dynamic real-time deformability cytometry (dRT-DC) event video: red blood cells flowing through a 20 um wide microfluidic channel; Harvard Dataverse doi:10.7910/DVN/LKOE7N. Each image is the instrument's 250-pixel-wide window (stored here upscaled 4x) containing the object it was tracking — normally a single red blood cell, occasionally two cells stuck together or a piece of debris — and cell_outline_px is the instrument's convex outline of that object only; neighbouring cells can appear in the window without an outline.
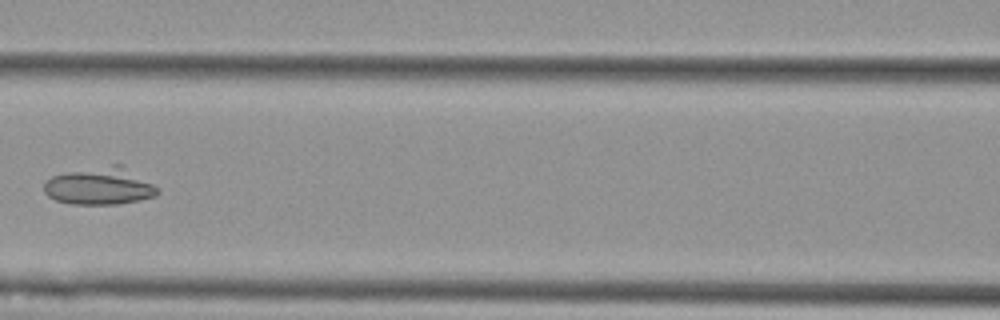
{"species": "Egyptian fruit bat (a non-hibernating species)", "species_latin": "Rousettus aegyptiacus", "temperature_condition": "cold", "stored_images_in_passage": 7, "camera_frame_rate_fps": 3000, "um_per_image_px": 0.085, "animal": {"sex": "female"}, "frame": {"image": 1, "passage_image": 6, "time_ms": 1.667, "image_size_px": [1000, 320], "cell_outline_px": [[160, 192], [156, 196], [140, 200], [116, 204], [72, 204], [56, 200], [48, 196], [44, 192], [44, 184], [52, 176], [68, 172], [112, 164], [124, 164], [160, 188]], "centroid_in_image_um": [8.55, 15.81], "position_along_channel_um": 158.1, "area_um2": 24.85}}
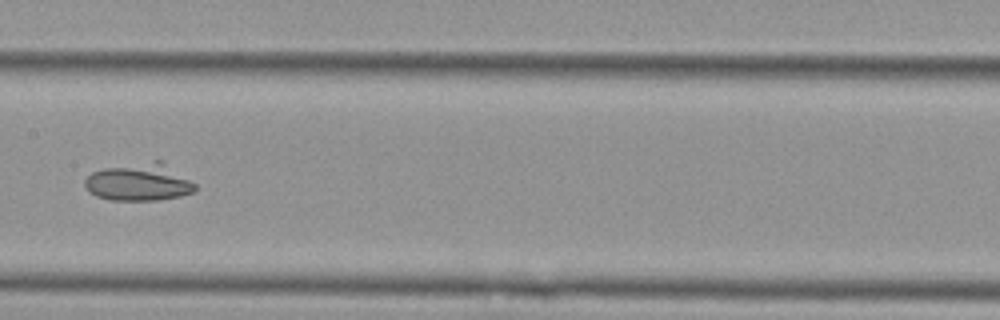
{"frame": {"image": 2, "passage_image": 7, "time_ms": 2.0, "image_size_px": [1000, 320], "cell_outline_px": [[196, 192], [180, 196], [156, 200], [112, 200], [96, 196], [88, 192], [84, 184], [84, 180], [92, 172], [104, 168], [152, 160], [164, 160], [196, 184]], "centroid_in_image_um": [11.85, 15.47], "position_along_channel_um": 195.5, "area_um2": 24.45}}